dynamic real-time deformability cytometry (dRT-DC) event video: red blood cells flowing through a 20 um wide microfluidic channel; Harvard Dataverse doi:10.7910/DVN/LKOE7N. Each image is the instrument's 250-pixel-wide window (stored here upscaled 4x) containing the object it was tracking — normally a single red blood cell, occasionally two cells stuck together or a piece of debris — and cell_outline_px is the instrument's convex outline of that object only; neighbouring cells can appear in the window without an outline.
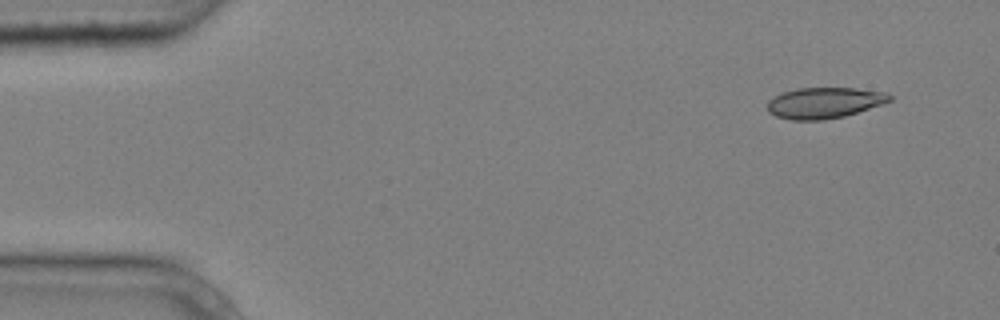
{"species": "common noctule bat (a hibernating species)", "species_latin": "Nyctalus noctula", "temperature_condition": "cold", "stored_images_in_passage": 2, "camera_frame_rate_fps": 3000, "um_per_image_px": 0.085, "animal": {"sex": "male", "body_mass_g": 20.4}, "frame": {"image": 1, "passage_image": 2, "time_ms": 0.333, "image_size_px": [1000, 320], "cell_outline_px": [[892, 100], [844, 116], [824, 120], [792, 120], [776, 116], [768, 112], [768, 100], [784, 92], [796, 88], [856, 88], [888, 92], [892, 96]], "centroid_in_image_um": [70.07, 8.73], "position_along_channel_um": 14.9, "area_um2": 21.91}}